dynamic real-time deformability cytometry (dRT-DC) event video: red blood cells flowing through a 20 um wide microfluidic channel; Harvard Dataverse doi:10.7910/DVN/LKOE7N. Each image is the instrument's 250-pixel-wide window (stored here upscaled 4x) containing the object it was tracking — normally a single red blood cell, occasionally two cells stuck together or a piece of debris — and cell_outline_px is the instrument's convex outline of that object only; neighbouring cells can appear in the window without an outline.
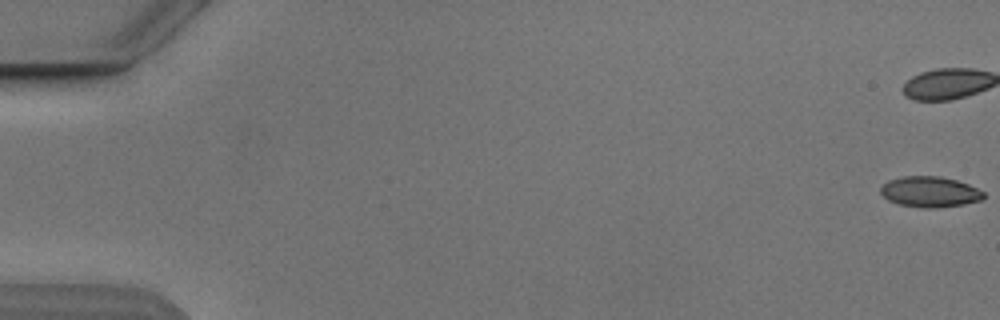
{"species": "Egyptian fruit bat (a non-hibernating species)", "species_latin": "Rousettus aegyptiacus", "temperature_condition": "cold", "stored_images_in_passage": 7, "camera_frame_rate_fps": 3000, "um_per_image_px": 0.085, "animal": {"sex": "male"}, "frame": {"image": 1, "passage_image": 1, "time_ms": 0.0, "image_size_px": [1000, 320], "cell_outline_px": [[984, 200], [964, 204], [932, 208], [924, 208], [900, 204], [888, 200], [880, 192], [880, 188], [888, 180], [904, 176], [940, 176], [956, 180], [968, 184], [984, 192]], "centroid_in_image_um": [79.05, 16.3], "position_along_channel_um": 5.9, "area_um2": 18.32}}